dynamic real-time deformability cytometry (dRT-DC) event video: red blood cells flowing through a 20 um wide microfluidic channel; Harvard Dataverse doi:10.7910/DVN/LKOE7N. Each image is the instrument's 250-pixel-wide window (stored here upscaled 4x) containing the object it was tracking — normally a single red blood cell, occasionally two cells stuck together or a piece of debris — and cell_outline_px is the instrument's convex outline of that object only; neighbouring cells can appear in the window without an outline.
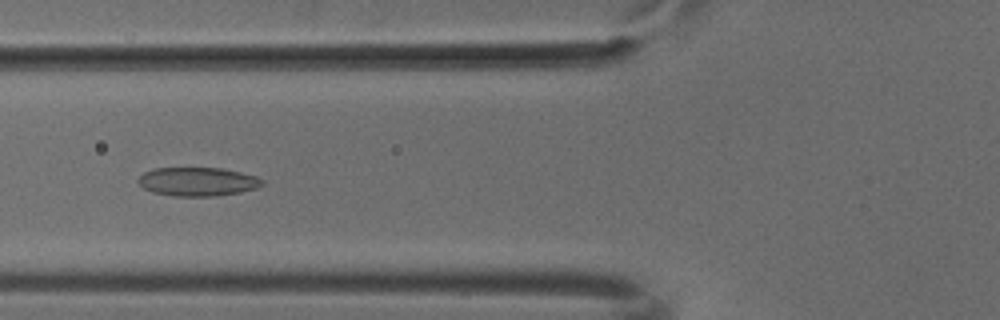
{"species": "common noctule bat (a hibernating species)", "species_latin": "Nyctalus noctula", "temperature_condition": "cold", "stored_images_in_passage": 50, "camera_frame_rate_fps": 3000, "um_per_image_px": 0.085, "animal": {"sex": "male", "body_mass_g": 18.8}, "frame": {"image": 1, "passage_image": 19, "time_ms": 6.0, "image_size_px": [1000, 320], "cell_outline_px": [[264, 184], [256, 188], [240, 192], [216, 196], [176, 196], [152, 192], [144, 188], [136, 180], [144, 172], [152, 168], [220, 168], [240, 172], [256, 176], [264, 180]], "centroid_in_image_um": [16.8, 15.44], "position_along_channel_um": 109.0, "area_um2": 20.75}}
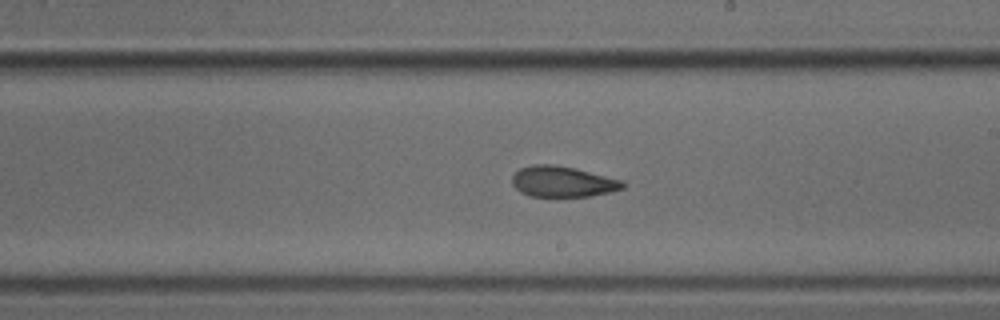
{"frame": {"image": 2, "passage_image": 29, "time_ms": 9.333, "image_size_px": [1000, 320], "cell_outline_px": [[624, 188], [608, 192], [588, 196], [528, 196], [520, 192], [512, 184], [512, 176], [520, 168], [532, 164], [556, 164], [576, 168], [624, 180]], "centroid_in_image_um": [47.81, 15.42], "position_along_channel_um": 241.2, "area_um2": 19.94}}
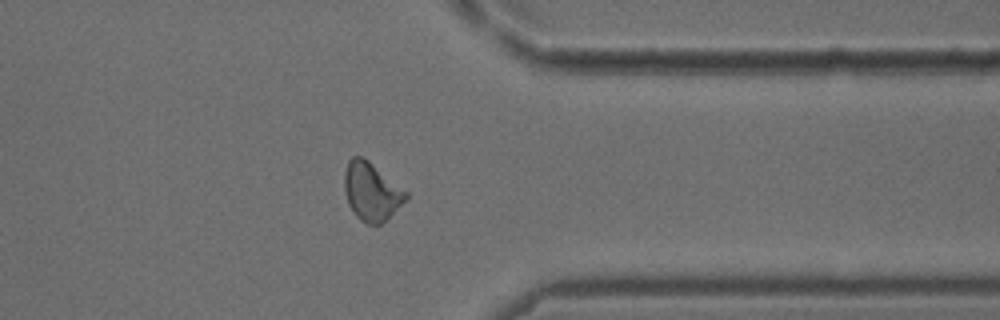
{"frame": {"image": 3, "passage_image": 40, "time_ms": 13.0, "image_size_px": [1000, 320], "cell_outline_px": [[408, 200], [380, 224], [368, 224], [360, 220], [356, 216], [348, 204], [344, 192], [344, 172], [348, 160], [352, 156], [360, 156], [368, 160], [408, 192]], "centroid_in_image_um": [31.57, 16.28], "position_along_channel_um": 379.8, "area_um2": 20.92}}